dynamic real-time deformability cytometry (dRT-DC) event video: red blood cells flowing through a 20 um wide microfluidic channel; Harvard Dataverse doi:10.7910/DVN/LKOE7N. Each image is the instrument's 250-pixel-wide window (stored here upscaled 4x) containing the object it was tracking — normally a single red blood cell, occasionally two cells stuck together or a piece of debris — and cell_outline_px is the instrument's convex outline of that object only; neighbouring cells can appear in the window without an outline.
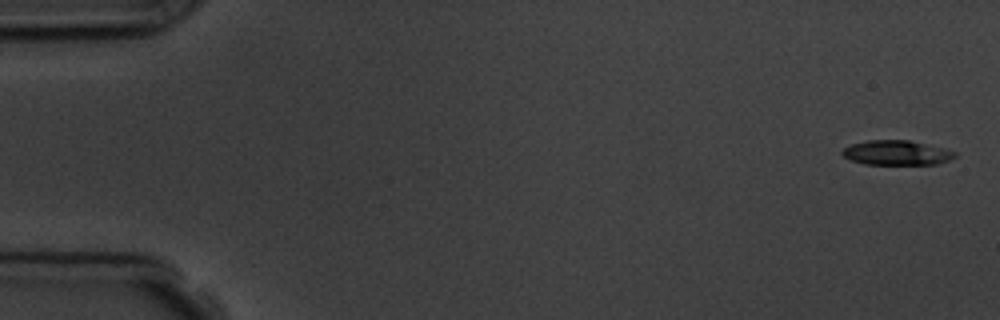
{"species": "common noctule bat (a hibernating species)", "species_latin": "Nyctalus noctula", "temperature_condition": "room temperature", "stored_images_in_passage": 15, "camera_frame_rate_fps": 3000, "um_per_image_px": 0.085, "animal": {"sex": "male", "body_mass_g": 19.5, "forearm_length_mm": 54.6}, "frame": {"image": 1, "passage_image": 1, "time_ms": 0.0, "image_size_px": [1000, 320], "cell_outline_px": [[956, 156], [948, 160], [936, 164], [864, 164], [852, 160], [844, 156], [840, 152], [844, 148], [852, 144], [868, 140], [908, 140], [956, 152]], "centroid_in_image_um": [76.17, 12.99], "position_along_channel_um": 8.8, "area_um2": 15.84}}
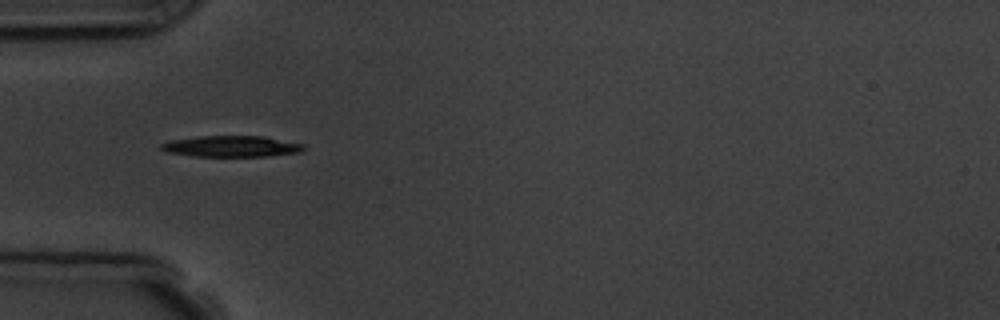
{"frame": {"image": 2, "passage_image": 5, "time_ms": 5.333, "image_size_px": [1000, 320], "cell_outline_px": [[304, 152], [268, 156], [192, 156], [168, 152], [160, 148], [160, 144], [172, 140], [200, 136], [260, 136], [304, 144]], "centroid_in_image_um": [19.69, 12.44], "position_along_channel_um": 65.3, "area_um2": 17.4}, "authors_computed_cell_mechanics": {"area_um2": 17.1088, "velocity_mm_per_s": 3.6935, "shape_relaxation_time_tau1_ms": 1.2253, "shape_relaxation_time_tau2_ms": null, "deformation_change_tau1": 0.1055, "deformation_change_tau2": null}}